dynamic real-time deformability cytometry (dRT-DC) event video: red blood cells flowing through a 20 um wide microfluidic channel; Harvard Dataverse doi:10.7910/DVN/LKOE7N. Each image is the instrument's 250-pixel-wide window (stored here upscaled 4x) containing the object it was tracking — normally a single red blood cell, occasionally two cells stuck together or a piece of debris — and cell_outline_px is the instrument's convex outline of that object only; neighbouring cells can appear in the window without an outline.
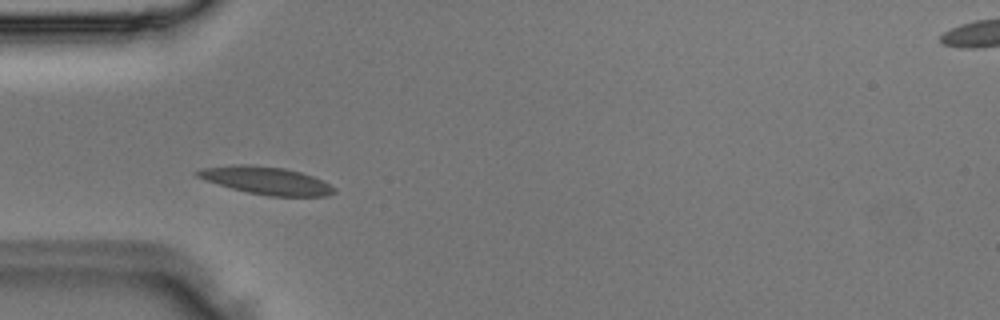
{"species": "Egyptian fruit bat (a non-hibernating species)", "species_latin": "Rousettus aegyptiacus", "temperature_condition": "room temperature", "stored_images_in_passage": 3, "camera_frame_rate_fps": 3000, "um_per_image_px": 0.085, "animal": {"sex": "male"}, "frame": {"image": 1, "passage_image": 3, "time_ms": 0.667, "image_size_px": [1000, 320], "cell_outline_px": [[336, 192], [328, 196], [268, 196], [248, 192], [232, 188], [204, 180], [196, 176], [196, 172], [200, 168], [236, 164], [248, 164], [284, 168], [300, 172], [312, 176], [336, 188]], "centroid_in_image_um": [22.61, 15.34], "position_along_channel_um": 62.4, "area_um2": 21.91}}